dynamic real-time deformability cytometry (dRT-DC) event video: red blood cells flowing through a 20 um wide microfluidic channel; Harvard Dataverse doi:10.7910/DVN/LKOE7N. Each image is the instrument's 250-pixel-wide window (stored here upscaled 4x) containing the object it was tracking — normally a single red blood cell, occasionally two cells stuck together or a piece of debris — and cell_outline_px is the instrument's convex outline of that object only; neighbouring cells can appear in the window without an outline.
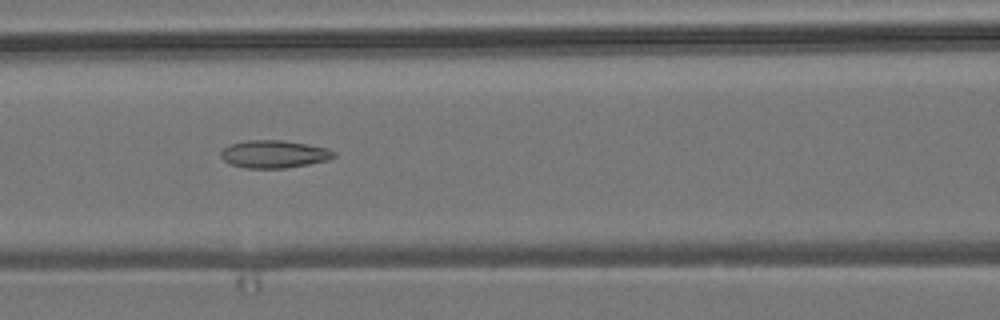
{"species": "common noctule bat (a hibernating species)", "species_latin": "Nyctalus noctula", "temperature_condition": "room temperature", "stored_images_in_passage": 54, "camera_frame_rate_fps": 3000, "um_per_image_px": 0.085, "animal": {"sex": "male", "body_mass_g": 19.2, "forearm_length_mm": 51.8}, "frame": {"image": 1, "passage_image": 23, "time_ms": 7.333, "image_size_px": [1000, 320], "cell_outline_px": [[336, 156], [328, 160], [308, 164], [284, 168], [248, 168], [232, 164], [224, 160], [220, 156], [220, 152], [224, 148], [232, 144], [244, 140], [284, 140], [308, 144], [324, 148], [336, 152]], "centroid_in_image_um": [23.3, 13.09], "position_along_channel_um": 143.3, "area_um2": 18.09}}
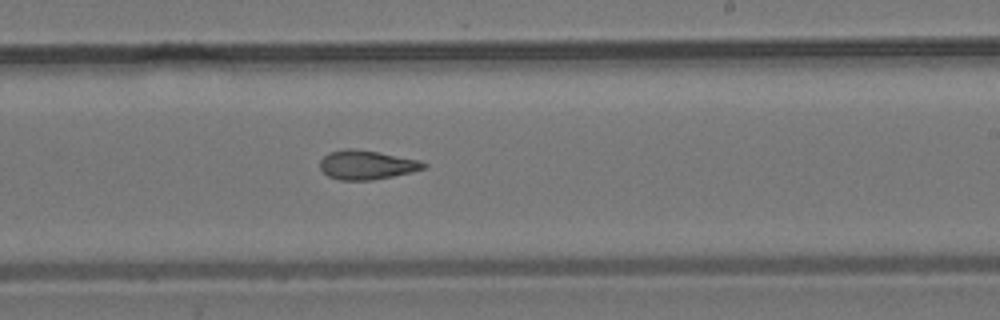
{"frame": {"image": 2, "passage_image": 32, "time_ms": 10.333, "image_size_px": [1000, 320], "cell_outline_px": [[428, 164], [424, 168], [392, 176], [372, 180], [340, 180], [328, 176], [320, 168], [320, 160], [328, 152], [344, 148], [352, 148], [376, 152], [420, 160]], "centroid_in_image_um": [31.12, 14.01], "position_along_channel_um": 257.9, "area_um2": 17.4}}
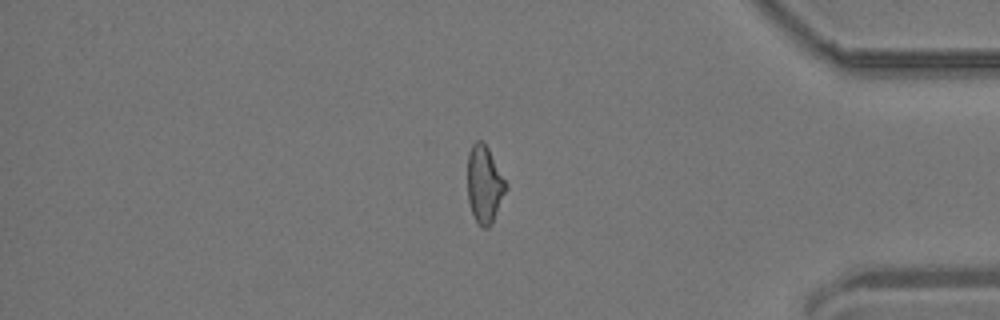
{"frame": {"image": 3, "passage_image": 45, "time_ms": 14.667, "image_size_px": [1000, 320], "cell_outline_px": [[508, 188], [492, 224], [488, 228], [484, 228], [476, 220], [472, 212], [468, 200], [468, 152], [472, 144], [476, 140], [480, 140], [488, 148], [508, 184]], "centroid_in_image_um": [41.2, 15.67], "position_along_channel_um": 394.0, "area_um2": 17.34}, "authors_computed_cell_mechanics": {"area_um2": 18.0914, "velocity_mm_per_s": 3.8274, "shape_relaxation_time_tau1_ms": null, "shape_relaxation_time_tau2_ms": 3.1327, "deformation_change_tau1": null, "deformation_change_tau2": 0.1037}}